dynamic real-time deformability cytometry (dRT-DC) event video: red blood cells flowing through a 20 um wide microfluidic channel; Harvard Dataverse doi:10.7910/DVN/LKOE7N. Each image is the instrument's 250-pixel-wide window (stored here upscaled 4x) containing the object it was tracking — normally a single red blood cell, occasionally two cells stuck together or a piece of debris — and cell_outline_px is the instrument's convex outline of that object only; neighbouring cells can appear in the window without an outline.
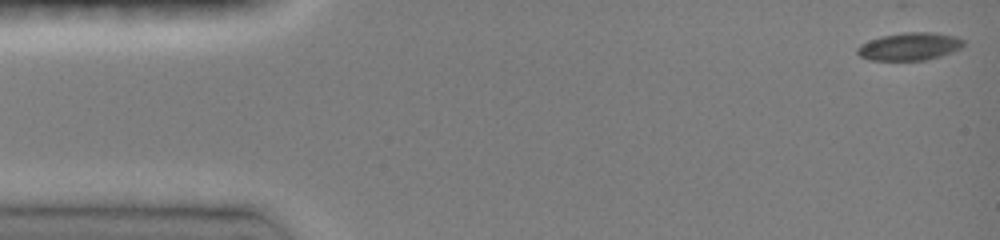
{"species": "common noctule bat (a hibernating species)", "species_latin": "Nyctalus noctula", "temperature_condition": "room temperature", "stored_images_in_passage": 31, "camera_frame_rate_fps": 3000, "um_per_image_px": 0.085, "animal": {"sex": "female", "body_mass_g": 19.0, "forearm_length_mm": 51.5}, "frame": {"image": 1, "passage_image": 1, "time_ms": 0.0, "image_size_px": [1000, 240], "cell_outline_px": [[964, 44], [960, 48], [952, 52], [940, 56], [924, 60], [868, 60], [860, 56], [856, 52], [856, 48], [860, 44], [880, 36], [904, 32], [932, 32], [956, 36], [964, 40]], "centroid_in_image_um": [77.29, 3.94], "position_along_channel_um": 7.7, "area_um2": 17.22}}
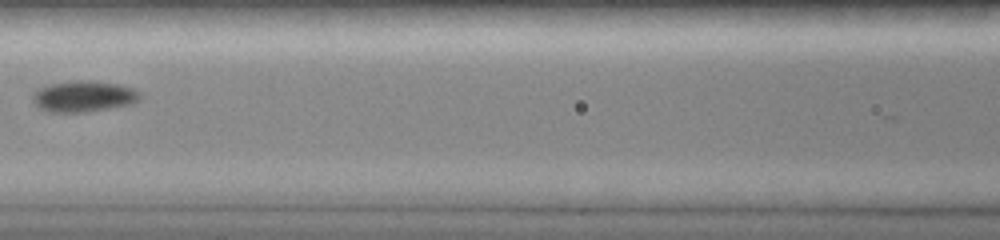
{"frame": {"image": 2, "passage_image": 18, "time_ms": 6.667, "image_size_px": [1000, 240], "cell_outline_px": [[140, 100], [132, 104], [88, 112], [48, 112], [40, 108], [32, 100], [32, 96], [40, 88], [48, 84], [76, 80], [84, 80], [120, 84], [136, 88], [140, 92]], "centroid_in_image_um": [7.16, 8.19], "position_along_channel_um": 159.4, "area_um2": 19.59}}
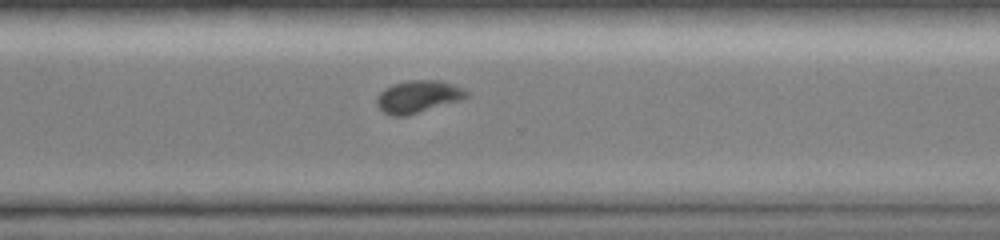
{"frame": {"image": 3, "passage_image": 30, "time_ms": 11.0, "image_size_px": [1000, 240], "cell_outline_px": [[468, 96], [460, 100], [408, 116], [392, 116], [384, 112], [376, 104], [376, 96], [384, 88], [392, 84], [408, 80], [440, 80], [464, 88], [468, 92]], "centroid_in_image_um": [35.51, 8.21], "position_along_channel_um": 335.1, "area_um2": 17.05}}